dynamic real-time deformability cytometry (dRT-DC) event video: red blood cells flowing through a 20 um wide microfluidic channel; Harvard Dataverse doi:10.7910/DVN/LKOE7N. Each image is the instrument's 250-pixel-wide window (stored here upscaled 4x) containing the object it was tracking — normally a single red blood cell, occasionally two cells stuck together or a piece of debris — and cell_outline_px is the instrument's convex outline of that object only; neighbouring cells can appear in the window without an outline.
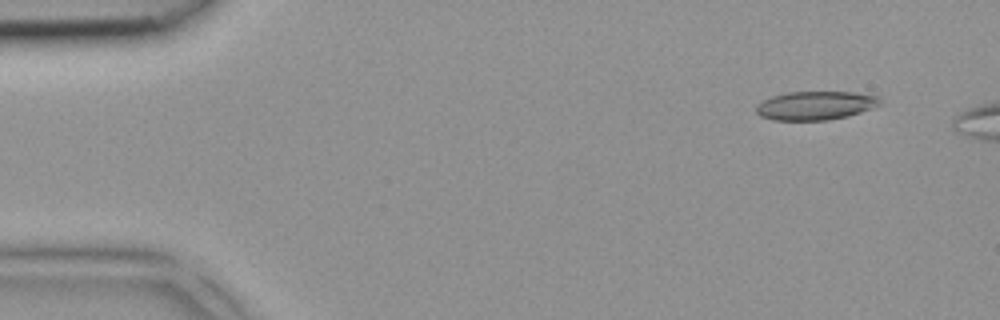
{"species": "common noctule bat (a hibernating species)", "species_latin": "Nyctalus noctula", "temperature_condition": "room temperature", "stored_images_in_passage": 4, "camera_frame_rate_fps": 3000, "um_per_image_px": 0.085, "animal": {"sex": "female", "body_mass_g": 18.4}, "frame": {"image": 1, "passage_image": 1, "time_ms": 0.0, "image_size_px": [1000, 320], "cell_outline_px": [[880, 104], [872, 108], [848, 116], [828, 120], [772, 120], [760, 116], [756, 112], [756, 104], [772, 96], [788, 92], [852, 92], [880, 96]], "centroid_in_image_um": [69.3, 8.97], "position_along_channel_um": 15.7, "area_um2": 20.69}}